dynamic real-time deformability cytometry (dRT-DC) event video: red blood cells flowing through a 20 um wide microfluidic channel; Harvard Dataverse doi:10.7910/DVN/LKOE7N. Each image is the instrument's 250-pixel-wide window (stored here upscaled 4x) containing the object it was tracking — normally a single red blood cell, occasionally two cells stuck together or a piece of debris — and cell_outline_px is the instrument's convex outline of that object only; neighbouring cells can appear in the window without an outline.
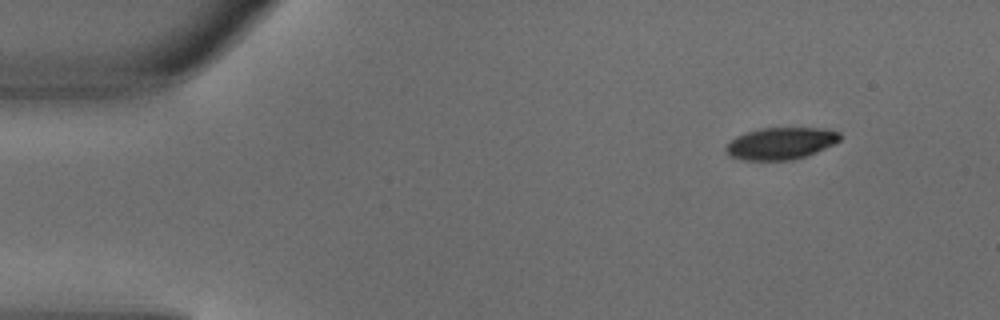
{"species": "common noctule bat (a hibernating species)", "species_latin": "Nyctalus noctula", "temperature_condition": "warm", "stored_images_in_passage": 4, "camera_frame_rate_fps": 3000, "um_per_image_px": 0.085, "animal": {"sex": "male", "body_mass_g": 18.8}, "frame": {"image": 1, "passage_image": 1, "time_ms": 0.0, "image_size_px": [1000, 320], "cell_outline_px": [[840, 140], [816, 152], [792, 160], [744, 160], [728, 156], [724, 148], [736, 136], [760, 128], [828, 128], [840, 132]], "centroid_in_image_um": [66.36, 12.18], "position_along_channel_um": 18.6, "area_um2": 21.15}}
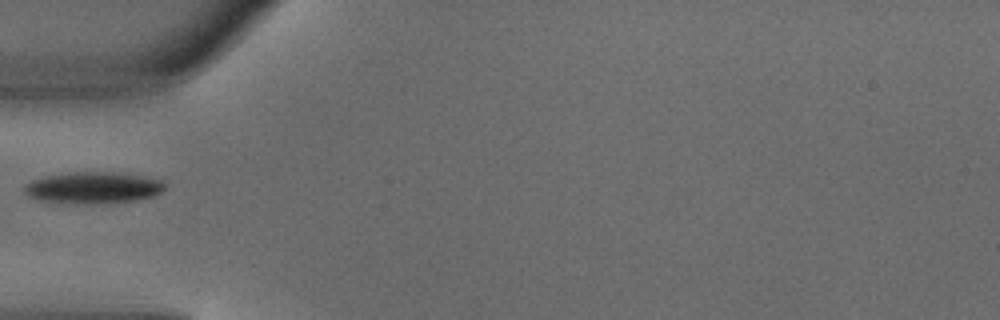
{"frame": {"image": 2, "passage_image": 4, "time_ms": 1.0, "image_size_px": [1000, 320], "cell_outline_px": [[168, 188], [152, 196], [136, 200], [104, 204], [76, 204], [40, 200], [28, 196], [24, 192], [24, 184], [32, 180], [44, 176], [68, 172], [124, 172], [164, 180]], "centroid_in_image_um": [7.95, 15.95], "position_along_channel_um": 77.0, "area_um2": 26.47}}